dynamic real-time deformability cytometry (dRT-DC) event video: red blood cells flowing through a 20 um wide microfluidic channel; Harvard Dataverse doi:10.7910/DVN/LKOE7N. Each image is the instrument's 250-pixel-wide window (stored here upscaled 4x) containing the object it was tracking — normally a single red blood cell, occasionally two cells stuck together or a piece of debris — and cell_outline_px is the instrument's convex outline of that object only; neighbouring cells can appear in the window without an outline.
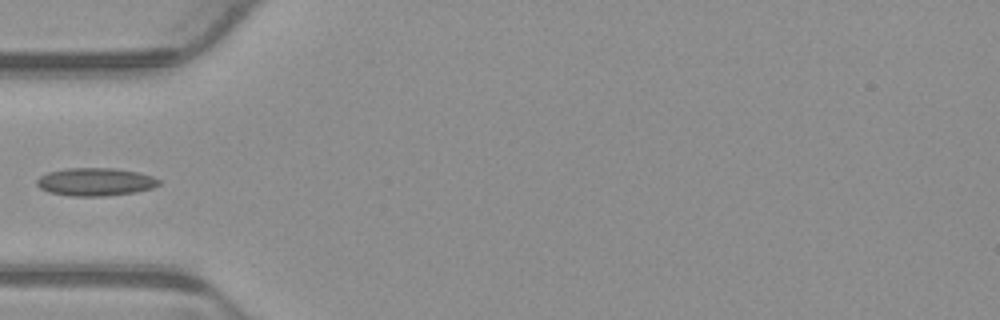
{"species": "common noctule bat (a hibernating species)", "species_latin": "Nyctalus noctula", "temperature_condition": "warm", "stored_images_in_passage": 5, "camera_frame_rate_fps": 3000, "um_per_image_px": 0.085, "animal": {"sex": "male", "body_mass_g": 23.1, "forearm_length_mm": 52.7}, "frame": {"image": 1, "passage_image": 4, "time_ms": 1.0, "image_size_px": [1000, 320], "cell_outline_px": [[160, 184], [152, 188], [136, 192], [104, 196], [72, 196], [48, 192], [40, 188], [36, 184], [36, 180], [40, 176], [48, 172], [68, 168], [116, 168], [140, 172], [152, 176], [160, 180]], "centroid_in_image_um": [8.12, 15.45], "position_along_channel_um": 76.9, "area_um2": 20.0}}
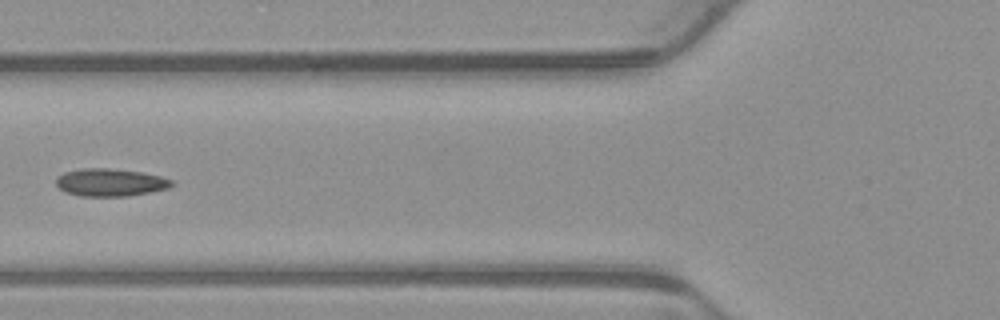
{"frame": {"image": 2, "passage_image": 5, "time_ms": 1.333, "image_size_px": [1000, 320], "cell_outline_px": [[172, 184], [168, 188], [128, 196], [80, 196], [64, 192], [56, 184], [56, 176], [64, 172], [84, 168], [108, 168], [140, 172], [160, 176], [172, 180]], "centroid_in_image_um": [9.32, 15.5], "position_along_channel_um": 116.5, "area_um2": 18.5}}